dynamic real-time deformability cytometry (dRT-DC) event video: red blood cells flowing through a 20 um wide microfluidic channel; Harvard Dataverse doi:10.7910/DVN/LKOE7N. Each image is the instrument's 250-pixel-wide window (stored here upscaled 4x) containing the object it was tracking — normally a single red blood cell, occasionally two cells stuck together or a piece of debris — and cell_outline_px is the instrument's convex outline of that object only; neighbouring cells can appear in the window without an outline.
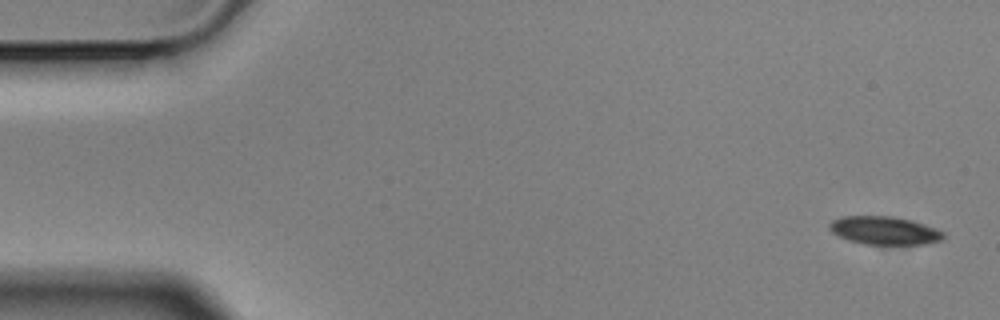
{"species": "Egyptian fruit bat (a non-hibernating species)", "species_latin": "Rousettus aegyptiacus", "temperature_condition": "cold", "stored_images_in_passage": 5, "camera_frame_rate_fps": 3000, "um_per_image_px": 0.085, "animal": {"sex": "male"}, "frame": {"image": 1, "passage_image": 1, "time_ms": 0.0, "image_size_px": [1000, 320], "cell_outline_px": [[944, 236], [940, 240], [924, 244], [868, 244], [848, 240], [832, 232], [828, 228], [828, 224], [832, 220], [840, 216], [892, 216], [912, 220], [936, 228], [944, 232]], "centroid_in_image_um": [75.15, 19.58], "position_along_channel_um": 9.8, "area_um2": 18.67}}
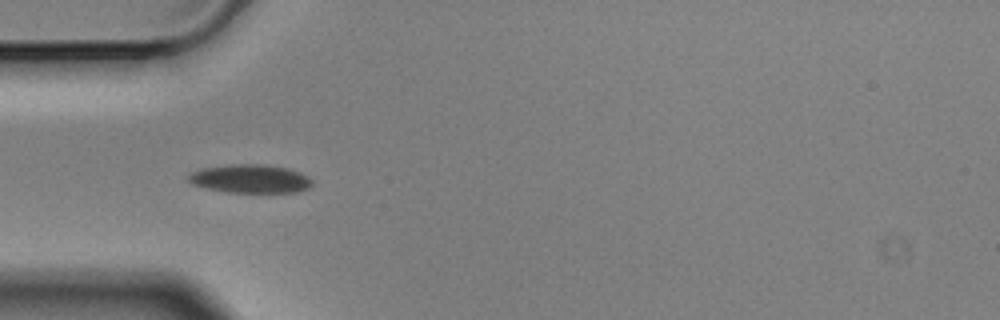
{"frame": {"image": 2, "passage_image": 4, "time_ms": 1.0, "image_size_px": [1000, 320], "cell_outline_px": [[312, 184], [308, 188], [296, 192], [224, 192], [192, 184], [188, 180], [188, 176], [192, 172], [200, 168], [228, 164], [264, 164], [288, 168], [300, 172], [308, 176], [312, 180]], "centroid_in_image_um": [21.27, 15.18], "position_along_channel_um": 63.7, "area_um2": 20.63}}
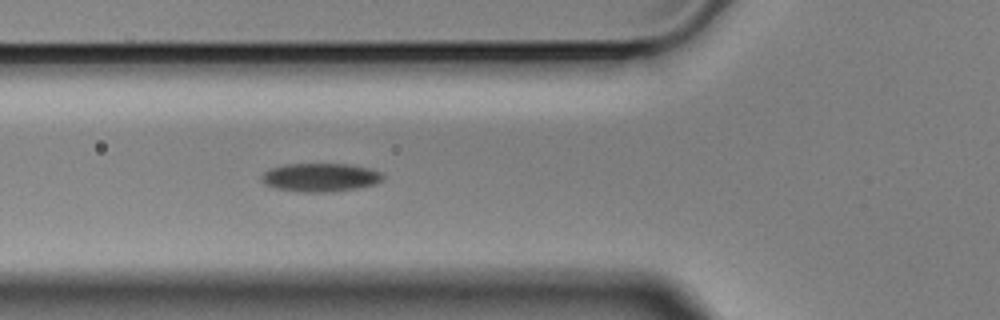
{"frame": {"image": 3, "passage_image": 5, "time_ms": 1.333, "image_size_px": [1000, 320], "cell_outline_px": [[384, 180], [376, 184], [356, 188], [332, 192], [304, 192], [276, 188], [264, 184], [260, 180], [260, 176], [264, 172], [272, 168], [284, 164], [352, 164], [368, 168], [380, 172], [384, 176]], "centroid_in_image_um": [27.23, 15.08], "position_along_channel_um": 98.6, "area_um2": 20.23}}